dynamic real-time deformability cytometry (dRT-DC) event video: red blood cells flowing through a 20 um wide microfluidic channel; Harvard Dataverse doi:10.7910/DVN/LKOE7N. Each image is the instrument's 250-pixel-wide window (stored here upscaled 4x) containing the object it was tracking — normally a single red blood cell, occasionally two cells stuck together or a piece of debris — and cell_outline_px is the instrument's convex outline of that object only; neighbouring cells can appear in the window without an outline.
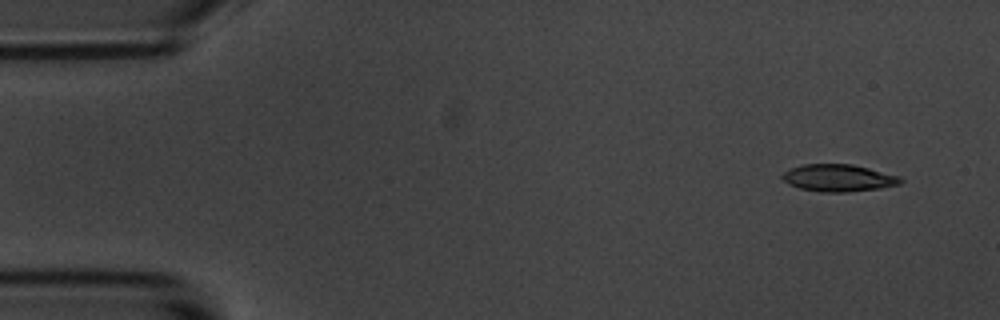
{"species": "common noctule bat (a hibernating species)", "species_latin": "Nyctalus noctula", "temperature_condition": "room temperature", "stored_images_in_passage": 8, "camera_frame_rate_fps": 3000, "um_per_image_px": 0.085, "animal": {"sex": "male", "body_mass_g": 20.1, "forearm_length_mm": 53.5}, "frame": {"image": 1, "passage_image": 1, "time_ms": 0.0, "image_size_px": [1000, 320], "cell_outline_px": [[904, 180], [900, 184], [880, 188], [848, 192], [820, 192], [800, 188], [788, 184], [780, 176], [784, 172], [800, 164], [852, 164], [900, 176]], "centroid_in_image_um": [71.27, 15.12], "position_along_channel_um": 13.7, "area_um2": 18.73}}
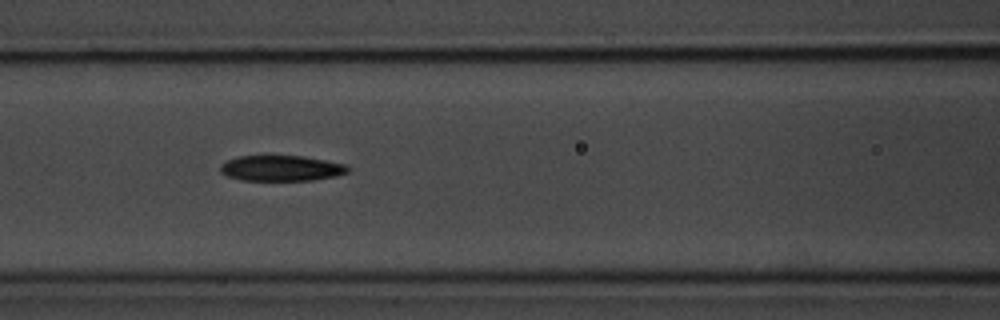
{"frame": {"image": 2, "passage_image": 7, "time_ms": 6.667, "image_size_px": [1000, 320], "cell_outline_px": [[352, 168], [348, 172], [336, 176], [312, 180], [240, 180], [228, 176], [220, 172], [220, 164], [228, 160], [240, 156], [304, 156], [344, 164]], "centroid_in_image_um": [23.91, 14.3], "position_along_channel_um": 142.7, "area_um2": 18.96}}
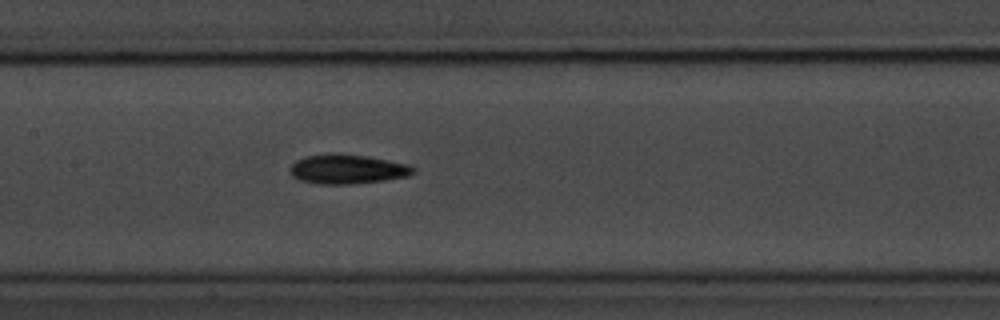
{"frame": {"image": 3, "passage_image": 8, "time_ms": 7.667, "image_size_px": [1000, 320], "cell_outline_px": [[416, 172], [408, 176], [384, 180], [352, 184], [316, 184], [300, 180], [292, 176], [288, 172], [292, 164], [296, 160], [304, 156], [364, 156], [408, 164], [416, 168]], "centroid_in_image_um": [29.53, 14.43], "position_along_channel_um": 177.9, "area_um2": 20.46}}